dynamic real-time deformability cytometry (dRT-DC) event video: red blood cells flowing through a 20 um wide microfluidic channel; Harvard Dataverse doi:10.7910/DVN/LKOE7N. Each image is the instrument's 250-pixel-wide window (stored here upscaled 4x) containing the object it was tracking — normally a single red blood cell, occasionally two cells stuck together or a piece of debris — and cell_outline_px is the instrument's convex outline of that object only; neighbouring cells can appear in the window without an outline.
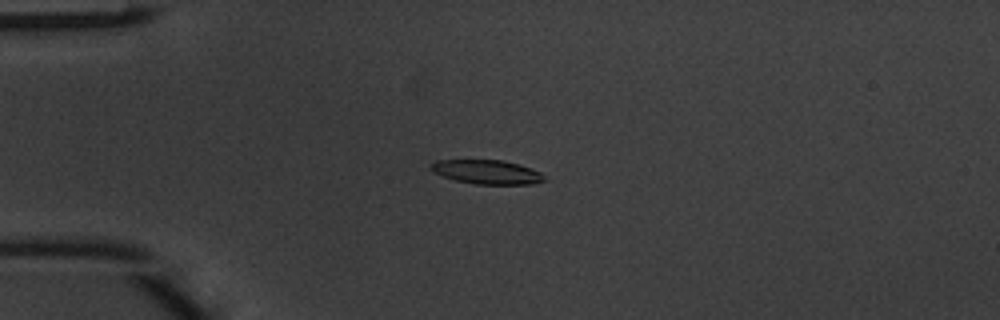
{"species": "common noctule bat (a hibernating species)", "species_latin": "Nyctalus noctula", "temperature_condition": "warm", "stored_images_in_passage": 48, "camera_frame_rate_fps": 3000, "um_per_image_px": 0.085, "animal": {"sex": "male", "body_mass_g": 20.1, "forearm_length_mm": 53.5}, "frame": {"image": 1, "passage_image": 12, "time_ms": 3.667, "image_size_px": [1000, 320], "cell_outline_px": [[544, 180], [532, 184], [476, 184], [456, 180], [432, 172], [428, 168], [428, 164], [436, 160], [504, 160], [540, 172], [544, 176]], "centroid_in_image_um": [41.31, 14.61], "position_along_channel_um": 43.7, "area_um2": 15.78}}
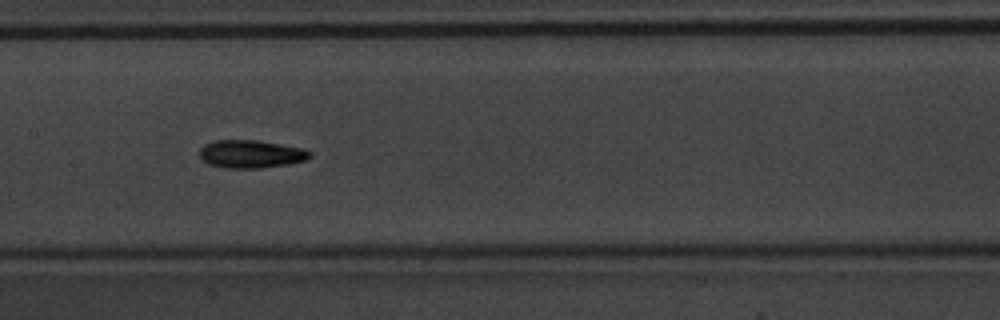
{"frame": {"image": 2, "passage_image": 24, "time_ms": 7.667, "image_size_px": [1000, 320], "cell_outline_px": [[312, 156], [304, 160], [288, 164], [260, 168], [224, 168], [208, 164], [200, 160], [200, 148], [204, 144], [216, 140], [256, 140], [300, 148], [312, 152]], "centroid_in_image_um": [21.27, 13.1], "position_along_channel_um": 186.1, "area_um2": 17.92}}
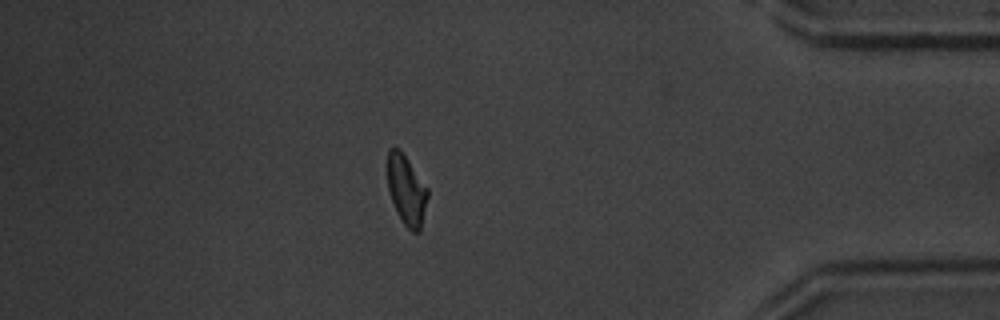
{"frame": {"image": 3, "passage_image": 42, "time_ms": 13.667, "image_size_px": [1000, 320], "cell_outline_px": [[428, 196], [420, 232], [412, 232], [404, 224], [396, 212], [388, 188], [388, 148], [392, 144], [400, 148], [428, 188]], "centroid_in_image_um": [34.55, 16.12], "position_along_channel_um": 400.7, "area_um2": 16.47}, "authors_computed_cell_mechanics": {"area_um2": 16.5886, "velocity_mm_per_s": 4.1625, "shape_relaxation_time_tau1_ms": 6.2099, "shape_relaxation_time_tau2_ms": 4.0555, "deformation_change_tau1": 0.1955, "deformation_change_tau2": 0.12}}